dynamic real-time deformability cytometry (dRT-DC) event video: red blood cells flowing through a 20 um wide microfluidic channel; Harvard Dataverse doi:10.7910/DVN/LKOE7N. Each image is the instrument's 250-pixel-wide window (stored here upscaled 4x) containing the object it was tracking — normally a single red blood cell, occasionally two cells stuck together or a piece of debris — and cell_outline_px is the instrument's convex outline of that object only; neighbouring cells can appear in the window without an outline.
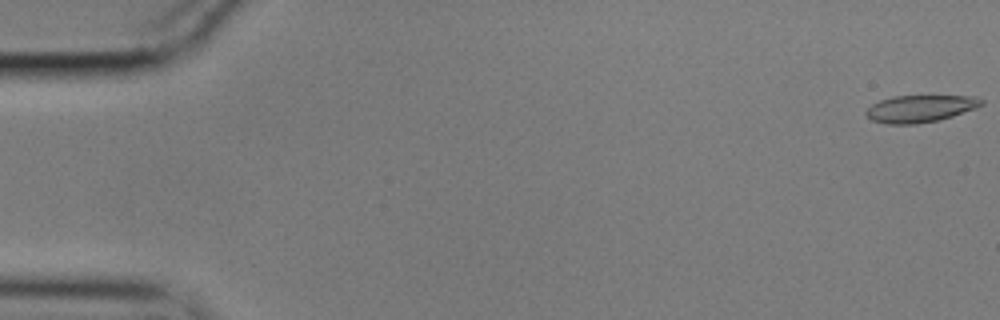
{"species": "common noctule bat (a hibernating species)", "species_latin": "Nyctalus noctula", "temperature_condition": "cold", "stored_images_in_passage": 57, "camera_frame_rate_fps": 3000, "um_per_image_px": 0.085, "animal": {"sex": "male", "body_mass_g": 17.9}, "frame": {"image": 1, "passage_image": 1, "time_ms": 0.0, "image_size_px": [1000, 320], "cell_outline_px": [[984, 104], [976, 108], [952, 116], [936, 120], [916, 124], [888, 124], [872, 120], [864, 112], [872, 104], [880, 100], [892, 96], [976, 96], [984, 100]], "centroid_in_image_um": [78.23, 9.22], "position_along_channel_um": 6.8, "area_um2": 18.15}}
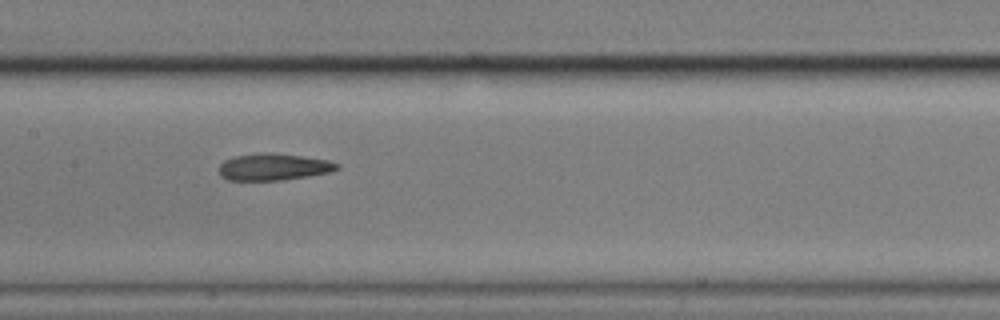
{"frame": {"image": 2, "passage_image": 28, "time_ms": 9.0, "image_size_px": [1000, 320], "cell_outline_px": [[340, 168], [328, 172], [308, 176], [280, 180], [228, 180], [220, 176], [220, 164], [224, 160], [232, 156], [260, 152], [272, 152], [328, 160], [340, 164]], "centroid_in_image_um": [23.22, 14.17], "position_along_channel_um": 184.2, "area_um2": 18.5}}
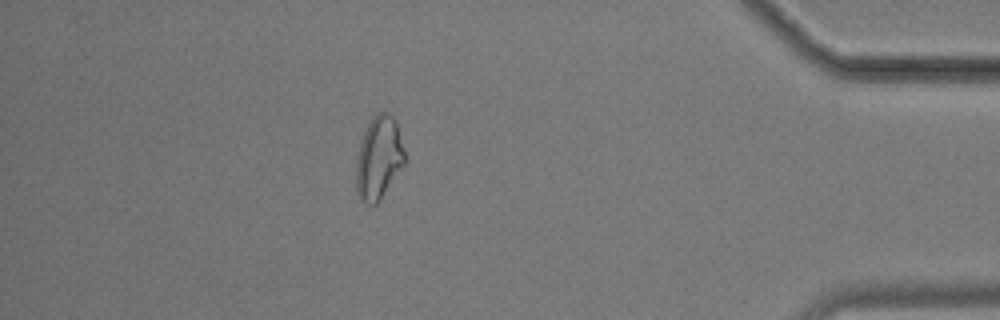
{"frame": {"image": 3, "passage_image": 50, "time_ms": 16.333, "image_size_px": [1000, 320], "cell_outline_px": [[404, 164], [380, 200], [376, 204], [368, 204], [360, 200], [356, 192], [356, 160], [360, 140], [372, 116], [376, 112], [388, 112], [396, 120], [404, 152]], "centroid_in_image_um": [32.17, 13.41], "position_along_channel_um": 403.0, "area_um2": 23.52}, "authors_computed_cell_mechanics": {"area_um2": 19.2474, "velocity_mm_per_s": 3.5568, "shape_relaxation_time_tau1_ms": null, "shape_relaxation_time_tau2_ms": 3.886, "deformation_change_tau1": null, "deformation_change_tau2": 0.1317}}